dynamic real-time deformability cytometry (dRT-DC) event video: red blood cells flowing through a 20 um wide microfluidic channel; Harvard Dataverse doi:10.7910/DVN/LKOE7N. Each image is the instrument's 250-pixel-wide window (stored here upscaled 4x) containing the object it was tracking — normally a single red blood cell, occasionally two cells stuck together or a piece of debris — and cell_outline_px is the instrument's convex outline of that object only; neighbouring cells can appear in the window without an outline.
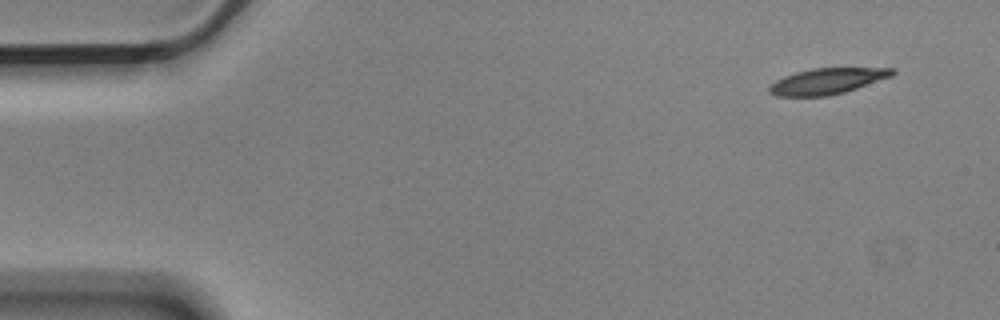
{"species": "Egyptian fruit bat (a non-hibernating species)", "species_latin": "Rousettus aegyptiacus", "temperature_condition": "cold", "stored_images_in_passage": 5, "camera_frame_rate_fps": 3000, "um_per_image_px": 0.085, "animal": {"sex": "male"}, "frame": {"image": 1, "passage_image": 1, "time_ms": 0.0, "image_size_px": [1000, 320], "cell_outline_px": [[896, 72], [892, 76], [844, 92], [828, 96], [776, 96], [768, 92], [768, 88], [776, 80], [784, 76], [796, 72], [812, 68], [892, 68]], "centroid_in_image_um": [70.29, 6.9], "position_along_channel_um": 14.7, "area_um2": 18.44}}